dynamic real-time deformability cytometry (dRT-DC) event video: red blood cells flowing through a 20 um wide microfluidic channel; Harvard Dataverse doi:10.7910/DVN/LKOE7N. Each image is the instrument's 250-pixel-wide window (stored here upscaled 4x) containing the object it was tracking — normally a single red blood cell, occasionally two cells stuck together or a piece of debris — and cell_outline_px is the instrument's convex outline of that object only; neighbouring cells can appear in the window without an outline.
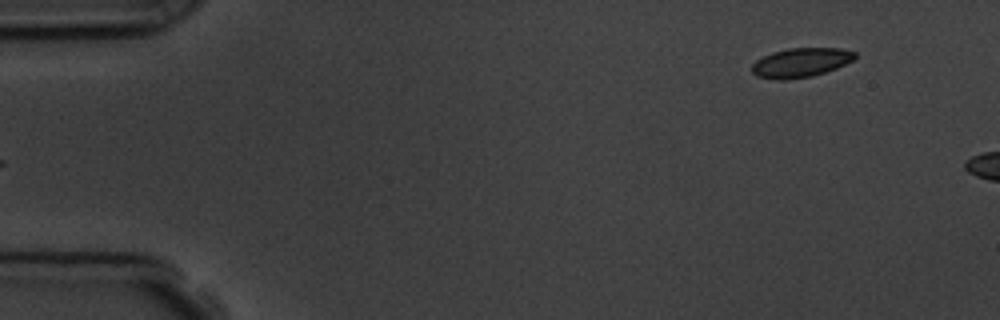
{"species": "common noctule bat (a hibernating species)", "species_latin": "Nyctalus noctula", "temperature_condition": "room temperature", "stored_images_in_passage": 5, "camera_frame_rate_fps": 3000, "um_per_image_px": 0.085, "animal": {"sex": "male", "body_mass_g": 19.5, "forearm_length_mm": 54.6}, "frame": {"image": 1, "passage_image": 5, "time_ms": 4.667, "image_size_px": [1000, 320], "cell_outline_px": [[856, 56], [852, 60], [836, 68], [812, 76], [784, 80], [776, 80], [756, 76], [752, 72], [752, 64], [756, 60], [772, 52], [788, 48], [840, 48], [856, 52]], "centroid_in_image_um": [68.04, 5.32], "position_along_channel_um": 17.0, "area_um2": 17.51}}